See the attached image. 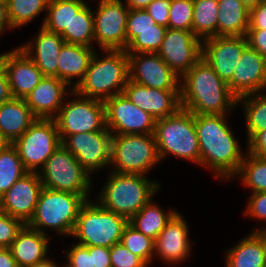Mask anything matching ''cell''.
<instances>
[{
    "label": "cell",
    "mask_w": 266,
    "mask_h": 267,
    "mask_svg": "<svg viewBox=\"0 0 266 267\" xmlns=\"http://www.w3.org/2000/svg\"><path fill=\"white\" fill-rule=\"evenodd\" d=\"M228 114H194L200 147V167L212 171L217 181L233 180L247 152L233 133Z\"/></svg>",
    "instance_id": "1"
},
{
    "label": "cell",
    "mask_w": 266,
    "mask_h": 267,
    "mask_svg": "<svg viewBox=\"0 0 266 267\" xmlns=\"http://www.w3.org/2000/svg\"><path fill=\"white\" fill-rule=\"evenodd\" d=\"M237 99L203 58L180 77L181 108L193 114L230 115Z\"/></svg>",
    "instance_id": "2"
},
{
    "label": "cell",
    "mask_w": 266,
    "mask_h": 267,
    "mask_svg": "<svg viewBox=\"0 0 266 267\" xmlns=\"http://www.w3.org/2000/svg\"><path fill=\"white\" fill-rule=\"evenodd\" d=\"M96 200L104 209L130 220L157 193L161 183L141 174L110 171Z\"/></svg>",
    "instance_id": "3"
},
{
    "label": "cell",
    "mask_w": 266,
    "mask_h": 267,
    "mask_svg": "<svg viewBox=\"0 0 266 267\" xmlns=\"http://www.w3.org/2000/svg\"><path fill=\"white\" fill-rule=\"evenodd\" d=\"M99 51L104 56L96 50L83 80L74 90L82 96L105 102L123 93L129 80V57L125 50Z\"/></svg>",
    "instance_id": "4"
},
{
    "label": "cell",
    "mask_w": 266,
    "mask_h": 267,
    "mask_svg": "<svg viewBox=\"0 0 266 267\" xmlns=\"http://www.w3.org/2000/svg\"><path fill=\"white\" fill-rule=\"evenodd\" d=\"M90 197L43 187L34 215L26 225L46 235L49 229L58 236L71 238L80 208Z\"/></svg>",
    "instance_id": "5"
},
{
    "label": "cell",
    "mask_w": 266,
    "mask_h": 267,
    "mask_svg": "<svg viewBox=\"0 0 266 267\" xmlns=\"http://www.w3.org/2000/svg\"><path fill=\"white\" fill-rule=\"evenodd\" d=\"M154 137L160 161L169 156L200 165V147L194 114L180 108L176 113L155 122Z\"/></svg>",
    "instance_id": "6"
},
{
    "label": "cell",
    "mask_w": 266,
    "mask_h": 267,
    "mask_svg": "<svg viewBox=\"0 0 266 267\" xmlns=\"http://www.w3.org/2000/svg\"><path fill=\"white\" fill-rule=\"evenodd\" d=\"M128 223L127 218L108 211L96 200L89 199L80 208L71 238L83 246L111 248L121 241Z\"/></svg>",
    "instance_id": "7"
},
{
    "label": "cell",
    "mask_w": 266,
    "mask_h": 267,
    "mask_svg": "<svg viewBox=\"0 0 266 267\" xmlns=\"http://www.w3.org/2000/svg\"><path fill=\"white\" fill-rule=\"evenodd\" d=\"M160 162L154 134H112L110 171L147 176Z\"/></svg>",
    "instance_id": "8"
},
{
    "label": "cell",
    "mask_w": 266,
    "mask_h": 267,
    "mask_svg": "<svg viewBox=\"0 0 266 267\" xmlns=\"http://www.w3.org/2000/svg\"><path fill=\"white\" fill-rule=\"evenodd\" d=\"M38 174L44 188L94 196L92 176L62 143Z\"/></svg>",
    "instance_id": "9"
},
{
    "label": "cell",
    "mask_w": 266,
    "mask_h": 267,
    "mask_svg": "<svg viewBox=\"0 0 266 267\" xmlns=\"http://www.w3.org/2000/svg\"><path fill=\"white\" fill-rule=\"evenodd\" d=\"M54 120L59 135L101 131L106 127L105 103L72 90Z\"/></svg>",
    "instance_id": "10"
},
{
    "label": "cell",
    "mask_w": 266,
    "mask_h": 267,
    "mask_svg": "<svg viewBox=\"0 0 266 267\" xmlns=\"http://www.w3.org/2000/svg\"><path fill=\"white\" fill-rule=\"evenodd\" d=\"M60 144L56 121L42 118H36L23 135L13 143L24 168L29 172H39Z\"/></svg>",
    "instance_id": "11"
},
{
    "label": "cell",
    "mask_w": 266,
    "mask_h": 267,
    "mask_svg": "<svg viewBox=\"0 0 266 267\" xmlns=\"http://www.w3.org/2000/svg\"><path fill=\"white\" fill-rule=\"evenodd\" d=\"M59 136L61 143L92 177L98 171L110 169L112 133L106 127L101 131Z\"/></svg>",
    "instance_id": "12"
},
{
    "label": "cell",
    "mask_w": 266,
    "mask_h": 267,
    "mask_svg": "<svg viewBox=\"0 0 266 267\" xmlns=\"http://www.w3.org/2000/svg\"><path fill=\"white\" fill-rule=\"evenodd\" d=\"M93 10L94 47L100 50H126L129 7L122 0H99Z\"/></svg>",
    "instance_id": "13"
},
{
    "label": "cell",
    "mask_w": 266,
    "mask_h": 267,
    "mask_svg": "<svg viewBox=\"0 0 266 267\" xmlns=\"http://www.w3.org/2000/svg\"><path fill=\"white\" fill-rule=\"evenodd\" d=\"M104 103L106 128L112 134H154L156 119L134 105L124 93Z\"/></svg>",
    "instance_id": "14"
},
{
    "label": "cell",
    "mask_w": 266,
    "mask_h": 267,
    "mask_svg": "<svg viewBox=\"0 0 266 267\" xmlns=\"http://www.w3.org/2000/svg\"><path fill=\"white\" fill-rule=\"evenodd\" d=\"M157 54L181 77L202 58V40L192 31L167 28Z\"/></svg>",
    "instance_id": "15"
},
{
    "label": "cell",
    "mask_w": 266,
    "mask_h": 267,
    "mask_svg": "<svg viewBox=\"0 0 266 267\" xmlns=\"http://www.w3.org/2000/svg\"><path fill=\"white\" fill-rule=\"evenodd\" d=\"M188 224L179 211L171 217L154 240V261L158 258L156 260H163L170 266L188 261L193 247L191 243H194L190 240Z\"/></svg>",
    "instance_id": "16"
},
{
    "label": "cell",
    "mask_w": 266,
    "mask_h": 267,
    "mask_svg": "<svg viewBox=\"0 0 266 267\" xmlns=\"http://www.w3.org/2000/svg\"><path fill=\"white\" fill-rule=\"evenodd\" d=\"M129 79L149 88L180 90V77L157 53L128 54Z\"/></svg>",
    "instance_id": "17"
},
{
    "label": "cell",
    "mask_w": 266,
    "mask_h": 267,
    "mask_svg": "<svg viewBox=\"0 0 266 267\" xmlns=\"http://www.w3.org/2000/svg\"><path fill=\"white\" fill-rule=\"evenodd\" d=\"M247 46L246 36L209 37L202 40V58L225 83H228Z\"/></svg>",
    "instance_id": "18"
},
{
    "label": "cell",
    "mask_w": 266,
    "mask_h": 267,
    "mask_svg": "<svg viewBox=\"0 0 266 267\" xmlns=\"http://www.w3.org/2000/svg\"><path fill=\"white\" fill-rule=\"evenodd\" d=\"M43 185L38 172H27L0 197V209L27 224L33 217Z\"/></svg>",
    "instance_id": "19"
},
{
    "label": "cell",
    "mask_w": 266,
    "mask_h": 267,
    "mask_svg": "<svg viewBox=\"0 0 266 267\" xmlns=\"http://www.w3.org/2000/svg\"><path fill=\"white\" fill-rule=\"evenodd\" d=\"M227 84L237 98L266 92V58L248 45Z\"/></svg>",
    "instance_id": "20"
},
{
    "label": "cell",
    "mask_w": 266,
    "mask_h": 267,
    "mask_svg": "<svg viewBox=\"0 0 266 267\" xmlns=\"http://www.w3.org/2000/svg\"><path fill=\"white\" fill-rule=\"evenodd\" d=\"M123 93L156 120L173 115L181 108L180 90L149 88L129 79Z\"/></svg>",
    "instance_id": "21"
},
{
    "label": "cell",
    "mask_w": 266,
    "mask_h": 267,
    "mask_svg": "<svg viewBox=\"0 0 266 267\" xmlns=\"http://www.w3.org/2000/svg\"><path fill=\"white\" fill-rule=\"evenodd\" d=\"M2 67L6 71L14 98L25 99L45 77L18 46L3 53Z\"/></svg>",
    "instance_id": "22"
},
{
    "label": "cell",
    "mask_w": 266,
    "mask_h": 267,
    "mask_svg": "<svg viewBox=\"0 0 266 267\" xmlns=\"http://www.w3.org/2000/svg\"><path fill=\"white\" fill-rule=\"evenodd\" d=\"M64 39L40 26L38 33L18 47L37 65L44 76L58 78V57Z\"/></svg>",
    "instance_id": "23"
},
{
    "label": "cell",
    "mask_w": 266,
    "mask_h": 267,
    "mask_svg": "<svg viewBox=\"0 0 266 267\" xmlns=\"http://www.w3.org/2000/svg\"><path fill=\"white\" fill-rule=\"evenodd\" d=\"M71 91L64 81L45 76L25 101L36 118L54 119Z\"/></svg>",
    "instance_id": "24"
},
{
    "label": "cell",
    "mask_w": 266,
    "mask_h": 267,
    "mask_svg": "<svg viewBox=\"0 0 266 267\" xmlns=\"http://www.w3.org/2000/svg\"><path fill=\"white\" fill-rule=\"evenodd\" d=\"M50 237L25 224L9 247L17 266L29 267L49 258Z\"/></svg>",
    "instance_id": "25"
},
{
    "label": "cell",
    "mask_w": 266,
    "mask_h": 267,
    "mask_svg": "<svg viewBox=\"0 0 266 267\" xmlns=\"http://www.w3.org/2000/svg\"><path fill=\"white\" fill-rule=\"evenodd\" d=\"M96 48L65 43L57 59L58 79L74 90L83 80Z\"/></svg>",
    "instance_id": "26"
},
{
    "label": "cell",
    "mask_w": 266,
    "mask_h": 267,
    "mask_svg": "<svg viewBox=\"0 0 266 267\" xmlns=\"http://www.w3.org/2000/svg\"><path fill=\"white\" fill-rule=\"evenodd\" d=\"M225 267H266V231H250L225 252Z\"/></svg>",
    "instance_id": "27"
},
{
    "label": "cell",
    "mask_w": 266,
    "mask_h": 267,
    "mask_svg": "<svg viewBox=\"0 0 266 267\" xmlns=\"http://www.w3.org/2000/svg\"><path fill=\"white\" fill-rule=\"evenodd\" d=\"M36 120L25 99L14 98L0 105V131L13 144Z\"/></svg>",
    "instance_id": "28"
},
{
    "label": "cell",
    "mask_w": 266,
    "mask_h": 267,
    "mask_svg": "<svg viewBox=\"0 0 266 267\" xmlns=\"http://www.w3.org/2000/svg\"><path fill=\"white\" fill-rule=\"evenodd\" d=\"M217 36H246L249 9L240 0H218Z\"/></svg>",
    "instance_id": "29"
},
{
    "label": "cell",
    "mask_w": 266,
    "mask_h": 267,
    "mask_svg": "<svg viewBox=\"0 0 266 267\" xmlns=\"http://www.w3.org/2000/svg\"><path fill=\"white\" fill-rule=\"evenodd\" d=\"M86 3V0H49L41 26L59 34L69 44L70 21Z\"/></svg>",
    "instance_id": "30"
},
{
    "label": "cell",
    "mask_w": 266,
    "mask_h": 267,
    "mask_svg": "<svg viewBox=\"0 0 266 267\" xmlns=\"http://www.w3.org/2000/svg\"><path fill=\"white\" fill-rule=\"evenodd\" d=\"M154 197H152L138 213H136L130 220L137 231L155 240L166 226L171 217L178 211L170 208L168 211L163 210L161 205L155 204Z\"/></svg>",
    "instance_id": "31"
},
{
    "label": "cell",
    "mask_w": 266,
    "mask_h": 267,
    "mask_svg": "<svg viewBox=\"0 0 266 267\" xmlns=\"http://www.w3.org/2000/svg\"><path fill=\"white\" fill-rule=\"evenodd\" d=\"M241 106L245 120L246 146L260 131L266 129V92L249 94L237 99V107Z\"/></svg>",
    "instance_id": "32"
},
{
    "label": "cell",
    "mask_w": 266,
    "mask_h": 267,
    "mask_svg": "<svg viewBox=\"0 0 266 267\" xmlns=\"http://www.w3.org/2000/svg\"><path fill=\"white\" fill-rule=\"evenodd\" d=\"M192 32L201 40L217 36L218 0H193Z\"/></svg>",
    "instance_id": "33"
},
{
    "label": "cell",
    "mask_w": 266,
    "mask_h": 267,
    "mask_svg": "<svg viewBox=\"0 0 266 267\" xmlns=\"http://www.w3.org/2000/svg\"><path fill=\"white\" fill-rule=\"evenodd\" d=\"M240 179L249 193L266 192V158L257 157L248 151L233 179Z\"/></svg>",
    "instance_id": "34"
},
{
    "label": "cell",
    "mask_w": 266,
    "mask_h": 267,
    "mask_svg": "<svg viewBox=\"0 0 266 267\" xmlns=\"http://www.w3.org/2000/svg\"><path fill=\"white\" fill-rule=\"evenodd\" d=\"M48 2L49 0H7V13L12 30L27 26L43 11H47Z\"/></svg>",
    "instance_id": "35"
},
{
    "label": "cell",
    "mask_w": 266,
    "mask_h": 267,
    "mask_svg": "<svg viewBox=\"0 0 266 267\" xmlns=\"http://www.w3.org/2000/svg\"><path fill=\"white\" fill-rule=\"evenodd\" d=\"M27 172L13 144L0 150V197Z\"/></svg>",
    "instance_id": "36"
},
{
    "label": "cell",
    "mask_w": 266,
    "mask_h": 267,
    "mask_svg": "<svg viewBox=\"0 0 266 267\" xmlns=\"http://www.w3.org/2000/svg\"><path fill=\"white\" fill-rule=\"evenodd\" d=\"M90 7L86 3L76 15H73L69 25V44L94 47V18Z\"/></svg>",
    "instance_id": "37"
},
{
    "label": "cell",
    "mask_w": 266,
    "mask_h": 267,
    "mask_svg": "<svg viewBox=\"0 0 266 267\" xmlns=\"http://www.w3.org/2000/svg\"><path fill=\"white\" fill-rule=\"evenodd\" d=\"M134 255L140 257L148 266L154 262V240L137 231L132 225L124 228L120 241Z\"/></svg>",
    "instance_id": "38"
},
{
    "label": "cell",
    "mask_w": 266,
    "mask_h": 267,
    "mask_svg": "<svg viewBox=\"0 0 266 267\" xmlns=\"http://www.w3.org/2000/svg\"><path fill=\"white\" fill-rule=\"evenodd\" d=\"M166 30L136 31V38L127 46V54L157 53L162 45Z\"/></svg>",
    "instance_id": "39"
},
{
    "label": "cell",
    "mask_w": 266,
    "mask_h": 267,
    "mask_svg": "<svg viewBox=\"0 0 266 267\" xmlns=\"http://www.w3.org/2000/svg\"><path fill=\"white\" fill-rule=\"evenodd\" d=\"M167 30L158 25L145 9H129L127 16L126 48L136 38V31Z\"/></svg>",
    "instance_id": "40"
},
{
    "label": "cell",
    "mask_w": 266,
    "mask_h": 267,
    "mask_svg": "<svg viewBox=\"0 0 266 267\" xmlns=\"http://www.w3.org/2000/svg\"><path fill=\"white\" fill-rule=\"evenodd\" d=\"M193 0H171L168 28L192 31Z\"/></svg>",
    "instance_id": "41"
},
{
    "label": "cell",
    "mask_w": 266,
    "mask_h": 267,
    "mask_svg": "<svg viewBox=\"0 0 266 267\" xmlns=\"http://www.w3.org/2000/svg\"><path fill=\"white\" fill-rule=\"evenodd\" d=\"M244 216L249 219H255L266 223V192L250 193L247 199L246 207L244 210ZM252 228V232H264L266 231V225L263 227Z\"/></svg>",
    "instance_id": "42"
},
{
    "label": "cell",
    "mask_w": 266,
    "mask_h": 267,
    "mask_svg": "<svg viewBox=\"0 0 266 267\" xmlns=\"http://www.w3.org/2000/svg\"><path fill=\"white\" fill-rule=\"evenodd\" d=\"M112 267H149L140 257L134 255L121 242L110 248Z\"/></svg>",
    "instance_id": "43"
},
{
    "label": "cell",
    "mask_w": 266,
    "mask_h": 267,
    "mask_svg": "<svg viewBox=\"0 0 266 267\" xmlns=\"http://www.w3.org/2000/svg\"><path fill=\"white\" fill-rule=\"evenodd\" d=\"M25 224L0 209V248H9Z\"/></svg>",
    "instance_id": "44"
},
{
    "label": "cell",
    "mask_w": 266,
    "mask_h": 267,
    "mask_svg": "<svg viewBox=\"0 0 266 267\" xmlns=\"http://www.w3.org/2000/svg\"><path fill=\"white\" fill-rule=\"evenodd\" d=\"M70 244L72 245L66 249L64 254L67 262L63 263V267H94L89 246H83L76 242Z\"/></svg>",
    "instance_id": "45"
},
{
    "label": "cell",
    "mask_w": 266,
    "mask_h": 267,
    "mask_svg": "<svg viewBox=\"0 0 266 267\" xmlns=\"http://www.w3.org/2000/svg\"><path fill=\"white\" fill-rule=\"evenodd\" d=\"M171 0H153L145 10L160 26L168 28Z\"/></svg>",
    "instance_id": "46"
},
{
    "label": "cell",
    "mask_w": 266,
    "mask_h": 267,
    "mask_svg": "<svg viewBox=\"0 0 266 267\" xmlns=\"http://www.w3.org/2000/svg\"><path fill=\"white\" fill-rule=\"evenodd\" d=\"M246 38L248 45L266 58V30L248 29Z\"/></svg>",
    "instance_id": "47"
},
{
    "label": "cell",
    "mask_w": 266,
    "mask_h": 267,
    "mask_svg": "<svg viewBox=\"0 0 266 267\" xmlns=\"http://www.w3.org/2000/svg\"><path fill=\"white\" fill-rule=\"evenodd\" d=\"M266 30V2L249 9V28Z\"/></svg>",
    "instance_id": "48"
},
{
    "label": "cell",
    "mask_w": 266,
    "mask_h": 267,
    "mask_svg": "<svg viewBox=\"0 0 266 267\" xmlns=\"http://www.w3.org/2000/svg\"><path fill=\"white\" fill-rule=\"evenodd\" d=\"M247 151L257 157L266 158V129L258 132L247 143Z\"/></svg>",
    "instance_id": "49"
},
{
    "label": "cell",
    "mask_w": 266,
    "mask_h": 267,
    "mask_svg": "<svg viewBox=\"0 0 266 267\" xmlns=\"http://www.w3.org/2000/svg\"><path fill=\"white\" fill-rule=\"evenodd\" d=\"M89 253L92 254L94 267H112L110 261V248L89 246Z\"/></svg>",
    "instance_id": "50"
},
{
    "label": "cell",
    "mask_w": 266,
    "mask_h": 267,
    "mask_svg": "<svg viewBox=\"0 0 266 267\" xmlns=\"http://www.w3.org/2000/svg\"><path fill=\"white\" fill-rule=\"evenodd\" d=\"M12 98L9 80L3 67L0 68V105Z\"/></svg>",
    "instance_id": "51"
},
{
    "label": "cell",
    "mask_w": 266,
    "mask_h": 267,
    "mask_svg": "<svg viewBox=\"0 0 266 267\" xmlns=\"http://www.w3.org/2000/svg\"><path fill=\"white\" fill-rule=\"evenodd\" d=\"M7 30L12 31L7 13V1L0 0V38L7 32Z\"/></svg>",
    "instance_id": "52"
},
{
    "label": "cell",
    "mask_w": 266,
    "mask_h": 267,
    "mask_svg": "<svg viewBox=\"0 0 266 267\" xmlns=\"http://www.w3.org/2000/svg\"><path fill=\"white\" fill-rule=\"evenodd\" d=\"M0 267H18L9 248H0Z\"/></svg>",
    "instance_id": "53"
},
{
    "label": "cell",
    "mask_w": 266,
    "mask_h": 267,
    "mask_svg": "<svg viewBox=\"0 0 266 267\" xmlns=\"http://www.w3.org/2000/svg\"><path fill=\"white\" fill-rule=\"evenodd\" d=\"M129 9H145L153 0H122Z\"/></svg>",
    "instance_id": "54"
},
{
    "label": "cell",
    "mask_w": 266,
    "mask_h": 267,
    "mask_svg": "<svg viewBox=\"0 0 266 267\" xmlns=\"http://www.w3.org/2000/svg\"><path fill=\"white\" fill-rule=\"evenodd\" d=\"M59 263H56V260L53 258H47L45 261L37 263L35 265L29 266V267H60L61 265H58ZM63 267V266H61Z\"/></svg>",
    "instance_id": "55"
},
{
    "label": "cell",
    "mask_w": 266,
    "mask_h": 267,
    "mask_svg": "<svg viewBox=\"0 0 266 267\" xmlns=\"http://www.w3.org/2000/svg\"><path fill=\"white\" fill-rule=\"evenodd\" d=\"M9 141L4 137L0 131V150L6 148L9 145Z\"/></svg>",
    "instance_id": "56"
},
{
    "label": "cell",
    "mask_w": 266,
    "mask_h": 267,
    "mask_svg": "<svg viewBox=\"0 0 266 267\" xmlns=\"http://www.w3.org/2000/svg\"><path fill=\"white\" fill-rule=\"evenodd\" d=\"M248 9L256 6V0H240Z\"/></svg>",
    "instance_id": "57"
},
{
    "label": "cell",
    "mask_w": 266,
    "mask_h": 267,
    "mask_svg": "<svg viewBox=\"0 0 266 267\" xmlns=\"http://www.w3.org/2000/svg\"><path fill=\"white\" fill-rule=\"evenodd\" d=\"M2 58H3V53L0 54V68L2 67Z\"/></svg>",
    "instance_id": "58"
},
{
    "label": "cell",
    "mask_w": 266,
    "mask_h": 267,
    "mask_svg": "<svg viewBox=\"0 0 266 267\" xmlns=\"http://www.w3.org/2000/svg\"><path fill=\"white\" fill-rule=\"evenodd\" d=\"M262 2H266V0H256V5H257L258 3H262Z\"/></svg>",
    "instance_id": "59"
}]
</instances>
